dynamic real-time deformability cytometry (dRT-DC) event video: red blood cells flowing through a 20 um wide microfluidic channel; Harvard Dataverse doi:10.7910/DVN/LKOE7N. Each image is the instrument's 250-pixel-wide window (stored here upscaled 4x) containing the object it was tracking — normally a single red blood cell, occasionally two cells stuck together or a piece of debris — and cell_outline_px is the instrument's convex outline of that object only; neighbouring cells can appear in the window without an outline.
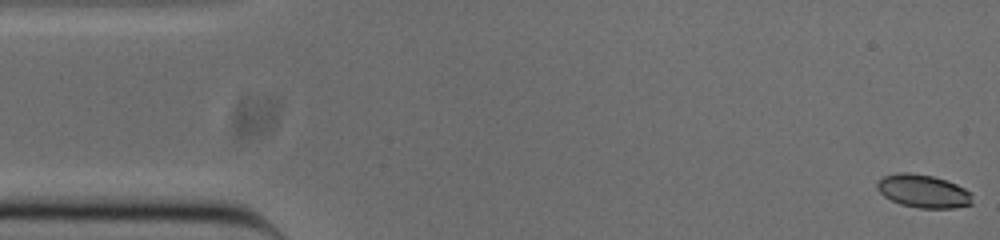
{"species": "common noctule bat (a hibernating species)", "species_latin": "Nyctalus noctula", "temperature_condition": "cold", "stored_images_in_passage": 52, "camera_frame_rate_fps": 3000, "um_per_image_px": 0.085, "animal": {"sex": "male", "body_mass_g": 20.0, "forearm_length_mm": 53.3}, "frame": {"image": 1, "passage_image": 1, "time_ms": 0.0, "image_size_px": [1000, 240], "cell_outline_px": [[972, 204], [952, 208], [920, 208], [900, 204], [884, 196], [876, 188], [876, 184], [884, 176], [896, 172], [908, 172], [932, 176], [956, 184], [972, 192]], "centroid_in_image_um": [78.48, 16.25], "position_along_channel_um": 6.5, "area_um2": 18.32}}
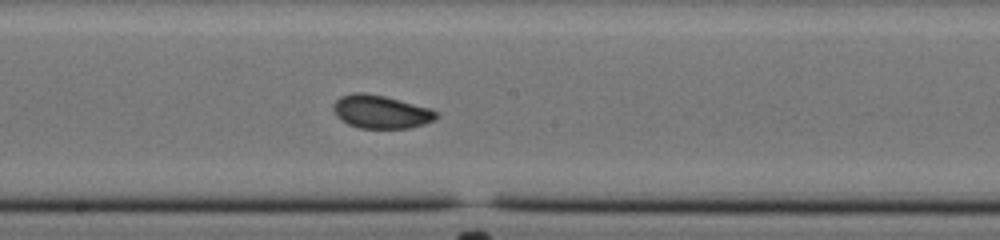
{"frame": {"image": 2, "passage_image": 27, "time_ms": 8.667, "image_size_px": [1000, 240], "cell_outline_px": [[440, 112], [436, 120], [412, 128], [360, 128], [348, 124], [340, 120], [336, 116], [332, 108], [332, 104], [340, 96], [352, 92], [364, 92], [384, 96], [432, 108]], "centroid_in_image_um": [32.39, 9.5], "position_along_channel_um": 215.8, "area_um2": 20.35}}
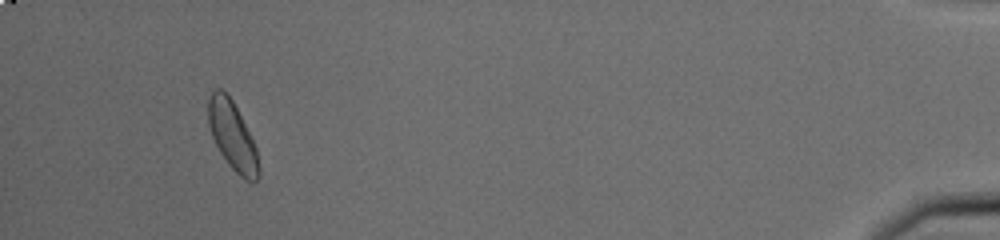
{"frame": {"image": 3, "passage_image": 49, "time_ms": 16.0, "image_size_px": [1000, 240], "cell_outline_px": [[260, 176], [256, 180], [244, 180], [228, 164], [220, 152], [212, 136], [208, 124], [208, 100], [212, 92], [216, 88], [220, 88], [232, 100], [256, 148], [260, 168]], "centroid_in_image_um": [19.75, 11.57], "position_along_channel_um": 415.5, "area_um2": 19.71}, "authors_computed_cell_mechanics": {"area_um2": 19.363, "velocity_mm_per_s": 3.8309, "shape_relaxation_time_tau1_ms": 9.3666, "shape_relaxation_time_tau2_ms": 1.0028, "deformation_change_tau1": 0.1228, "deformation_change_tau2": 0.0484}}